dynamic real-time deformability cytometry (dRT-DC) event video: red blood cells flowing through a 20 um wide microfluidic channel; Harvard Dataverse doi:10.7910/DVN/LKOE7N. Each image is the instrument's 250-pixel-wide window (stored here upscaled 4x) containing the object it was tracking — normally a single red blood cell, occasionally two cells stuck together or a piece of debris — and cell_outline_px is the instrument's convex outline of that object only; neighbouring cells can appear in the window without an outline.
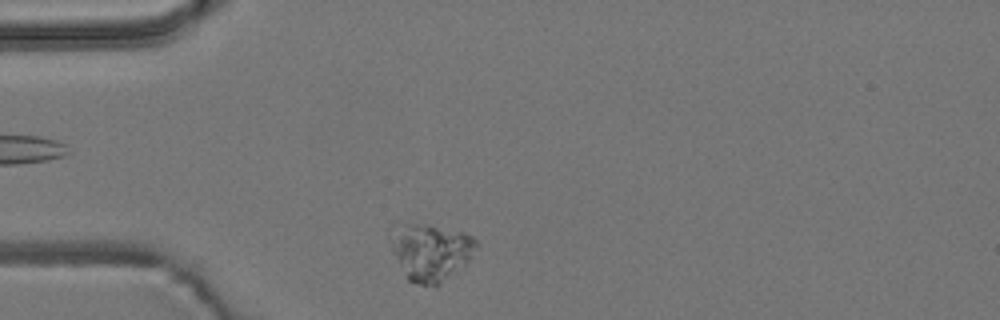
{"species": "common noctule bat (a hibernating species)", "species_latin": "Nyctalus noctula", "temperature_condition": "room temperature", "stored_images_in_passage": 6, "camera_frame_rate_fps": 3000, "um_per_image_px": 0.085, "animal": {"sex": "male", "body_mass_g": 19.2, "forearm_length_mm": 51.8}, "frame": {"image": 1, "passage_image": 6, "time_ms": 5.667, "image_size_px": [1000, 320], "cell_outline_px": [[480, 244], [472, 256], [468, 260], [436, 284], [420, 284], [408, 280], [388, 240], [388, 228], [404, 224], [428, 224], [464, 232], [472, 236]], "centroid_in_image_um": [36.57, 21.33], "position_along_channel_um": 48.4, "area_um2": 27.98}}